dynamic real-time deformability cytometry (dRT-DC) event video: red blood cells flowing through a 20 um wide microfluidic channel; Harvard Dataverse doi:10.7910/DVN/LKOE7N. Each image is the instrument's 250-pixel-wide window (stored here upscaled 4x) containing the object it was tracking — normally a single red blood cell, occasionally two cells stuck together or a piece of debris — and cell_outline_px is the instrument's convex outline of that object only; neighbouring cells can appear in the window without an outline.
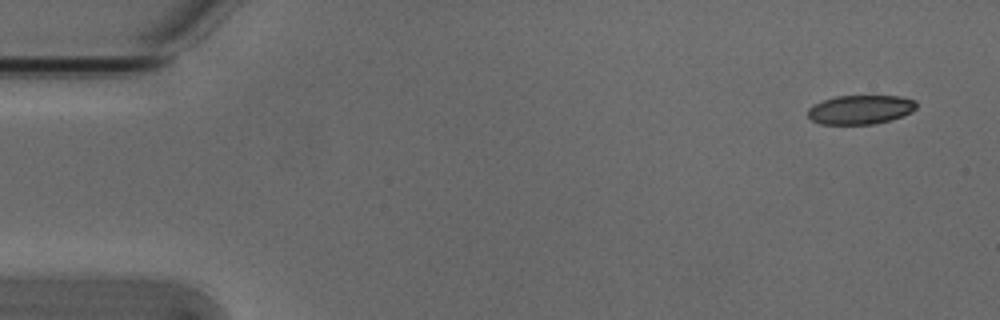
{"species": "Egyptian fruit bat (a non-hibernating species)", "species_latin": "Rousettus aegyptiacus", "temperature_condition": "cold", "stored_images_in_passage": 5, "camera_frame_rate_fps": 3000, "um_per_image_px": 0.085, "animal": {"sex": "male"}, "frame": {"image": 1, "passage_image": 1, "time_ms": 0.0, "image_size_px": [1000, 320], "cell_outline_px": [[916, 108], [912, 112], [888, 120], [872, 124], [820, 124], [812, 120], [808, 116], [808, 108], [812, 104], [836, 96], [900, 96], [916, 100]], "centroid_in_image_um": [73.11, 9.31], "position_along_channel_um": 11.9, "area_um2": 18.32}}